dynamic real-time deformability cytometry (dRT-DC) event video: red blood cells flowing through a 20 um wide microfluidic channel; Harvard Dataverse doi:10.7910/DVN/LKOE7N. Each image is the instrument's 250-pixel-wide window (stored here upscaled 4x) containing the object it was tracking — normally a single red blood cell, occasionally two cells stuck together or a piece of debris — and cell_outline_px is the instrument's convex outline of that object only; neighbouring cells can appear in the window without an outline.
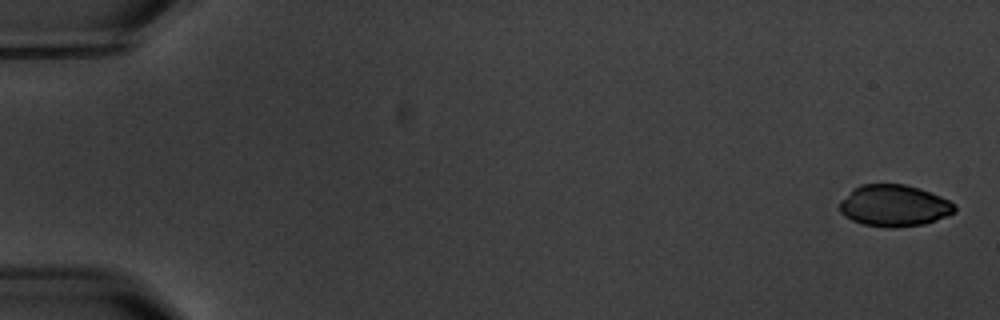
{"species": "common noctule bat (a hibernating species)", "species_latin": "Nyctalus noctula", "temperature_condition": "warm", "stored_images_in_passage": 5, "camera_frame_rate_fps": 3000, "um_per_image_px": 0.085, "animal": {"sex": "male", "body_mass_g": 20.1, "forearm_length_mm": 53.5}, "frame": {"image": 1, "passage_image": 1, "time_ms": 0.0, "image_size_px": [1000, 320], "cell_outline_px": [[956, 212], [948, 216], [924, 224], [896, 228], [888, 228], [864, 224], [852, 220], [844, 216], [840, 212], [840, 200], [852, 188], [860, 184], [904, 184], [920, 188], [940, 196], [956, 204]], "centroid_in_image_um": [76.0, 17.48], "position_along_channel_um": 9.0, "area_um2": 28.21}}